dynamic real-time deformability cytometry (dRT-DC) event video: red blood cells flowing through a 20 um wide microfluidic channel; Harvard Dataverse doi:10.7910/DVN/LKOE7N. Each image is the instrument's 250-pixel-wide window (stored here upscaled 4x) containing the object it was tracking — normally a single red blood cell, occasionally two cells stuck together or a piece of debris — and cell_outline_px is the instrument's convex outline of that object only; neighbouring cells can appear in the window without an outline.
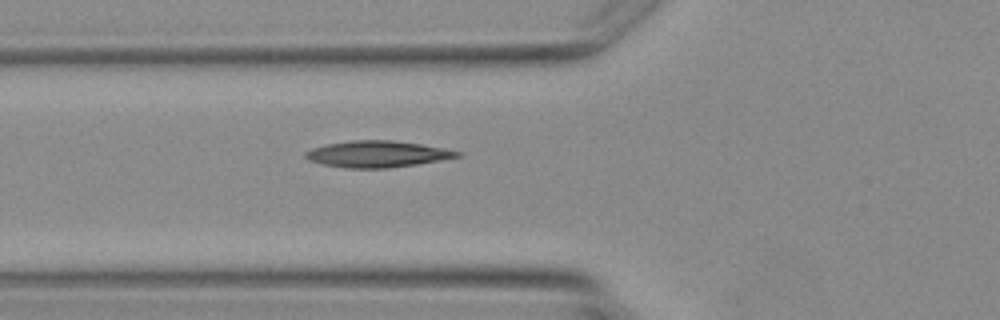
{"species": "Egyptian fruit bat (a non-hibernating species)", "species_latin": "Rousettus aegyptiacus", "temperature_condition": "warm", "stored_images_in_passage": 5, "camera_frame_rate_fps": 3000, "um_per_image_px": 0.085, "animal": {"sex": "female"}, "frame": {"image": 1, "passage_image": 5, "time_ms": 6.0, "image_size_px": [1000, 320], "cell_outline_px": [[460, 156], [416, 164], [388, 168], [348, 168], [324, 164], [308, 160], [304, 156], [304, 152], [312, 148], [324, 144], [352, 140], [392, 140], [420, 144], [460, 152]], "centroid_in_image_um": [31.98, 13.09], "position_along_channel_um": 93.8, "area_um2": 23.06}}